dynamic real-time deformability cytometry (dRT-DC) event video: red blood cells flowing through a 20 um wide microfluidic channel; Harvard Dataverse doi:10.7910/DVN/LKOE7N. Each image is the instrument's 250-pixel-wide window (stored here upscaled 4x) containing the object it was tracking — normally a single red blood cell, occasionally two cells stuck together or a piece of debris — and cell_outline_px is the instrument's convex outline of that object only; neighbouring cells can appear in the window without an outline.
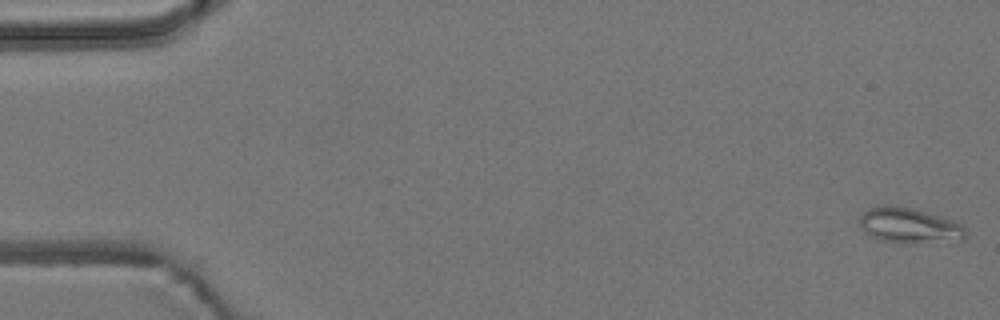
{"species": "common noctule bat (a hibernating species)", "species_latin": "Nyctalus noctula", "temperature_condition": "room temperature", "stored_images_in_passage": 18, "camera_frame_rate_fps": 3000, "um_per_image_px": 0.085, "animal": {"sex": "male", "body_mass_g": 19.2, "forearm_length_mm": 51.8}, "frame": {"image": 1, "passage_image": 1, "time_ms": 0.0, "image_size_px": [1000, 320], "cell_outline_px": [[968, 236], [964, 240], [912, 244], [880, 240], [868, 236], [860, 228], [860, 216], [868, 208], [884, 204], [888, 204], [916, 208], [952, 220], [960, 224], [968, 232]], "centroid_in_image_um": [77.29, 19.17], "position_along_channel_um": 7.7, "area_um2": 22.48}}
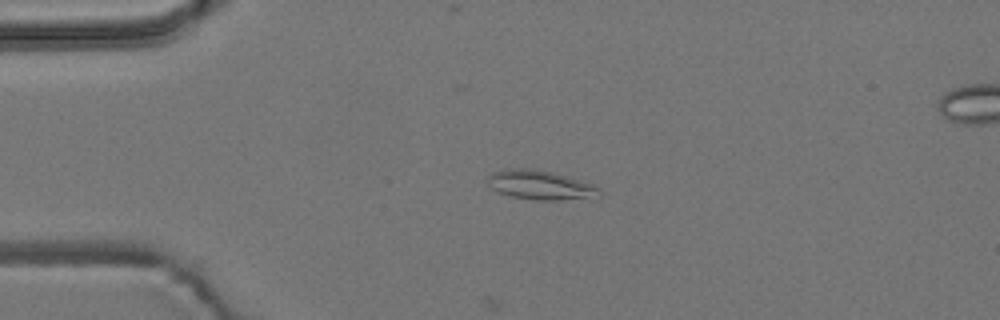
{"frame": {"image": 2, "passage_image": 13, "time_ms": 4.0, "image_size_px": [1000, 320], "cell_outline_px": [[600, 196], [560, 200], [536, 200], [512, 196], [500, 192], [492, 188], [488, 184], [488, 176], [492, 172], [508, 168], [528, 168], [552, 172], [568, 176], [592, 184], [600, 188]], "centroid_in_image_um": [45.93, 15.72], "position_along_channel_um": 39.1, "area_um2": 18.9}}